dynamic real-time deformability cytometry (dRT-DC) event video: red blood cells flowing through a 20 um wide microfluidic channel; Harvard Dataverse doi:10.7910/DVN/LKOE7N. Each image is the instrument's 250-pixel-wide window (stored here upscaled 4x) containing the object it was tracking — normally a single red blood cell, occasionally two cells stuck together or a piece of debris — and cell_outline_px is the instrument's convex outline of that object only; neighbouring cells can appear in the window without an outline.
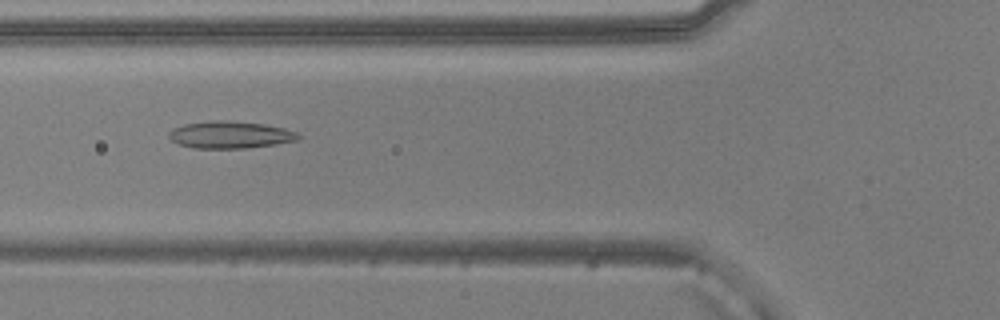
{"species": "common noctule bat (a hibernating species)", "species_latin": "Nyctalus noctula", "temperature_condition": "warm", "stored_images_in_passage": 51, "camera_frame_rate_fps": 3000, "um_per_image_px": 0.085, "animal": {"sex": "male", "body_mass_g": 20.5, "forearm_length_mm": 52.5}, "frame": {"image": 1, "passage_image": 18, "time_ms": 5.667, "image_size_px": [1000, 320], "cell_outline_px": [[300, 140], [276, 144], [244, 148], [192, 148], [180, 144], [172, 140], [168, 136], [168, 132], [172, 128], [184, 124], [212, 120], [228, 120], [264, 124], [284, 128], [296, 132], [300, 136]], "centroid_in_image_um": [19.56, 11.45], "position_along_channel_um": 106.2, "area_um2": 20.52}}
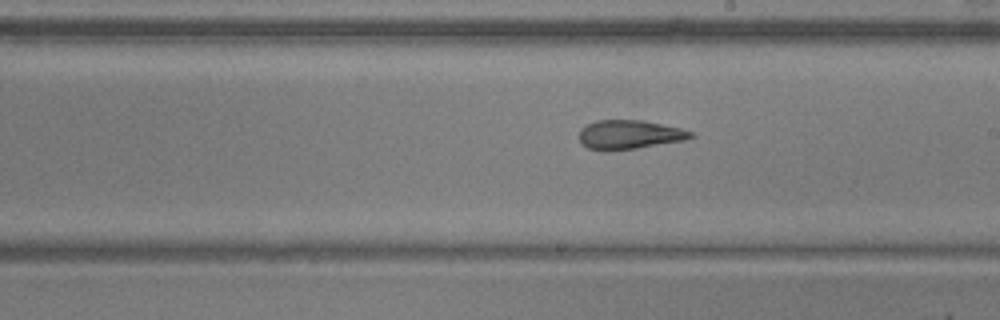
{"frame": {"image": 2, "passage_image": 28, "time_ms": 9.0, "image_size_px": [1000, 320], "cell_outline_px": [[696, 136], [684, 140], [636, 148], [588, 148], [580, 140], [580, 128], [596, 120], [640, 120], [680, 128], [692, 132]], "centroid_in_image_um": [53.54, 11.4], "position_along_channel_um": 235.5, "area_um2": 18.09}}
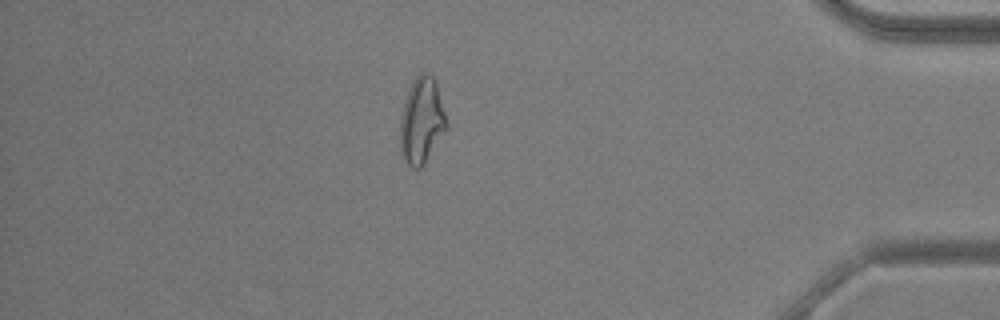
{"frame": {"image": 3, "passage_image": 44, "time_ms": 14.333, "image_size_px": [1000, 320], "cell_outline_px": [[448, 128], [424, 164], [420, 168], [412, 168], [400, 156], [400, 120], [404, 104], [412, 80], [420, 72], [424, 72], [432, 76], [436, 80], [448, 124]], "centroid_in_image_um": [35.85, 10.27], "position_along_channel_um": 399.4, "area_um2": 23.47}, "authors_computed_cell_mechanics": {"area_um2": 21.2704, "velocity_mm_per_s": 3.8617, "shape_relaxation_time_tau1_ms": null, "shape_relaxation_time_tau2_ms": 2.6107, "deformation_change_tau1": null, "deformation_change_tau2": 0.1226}}